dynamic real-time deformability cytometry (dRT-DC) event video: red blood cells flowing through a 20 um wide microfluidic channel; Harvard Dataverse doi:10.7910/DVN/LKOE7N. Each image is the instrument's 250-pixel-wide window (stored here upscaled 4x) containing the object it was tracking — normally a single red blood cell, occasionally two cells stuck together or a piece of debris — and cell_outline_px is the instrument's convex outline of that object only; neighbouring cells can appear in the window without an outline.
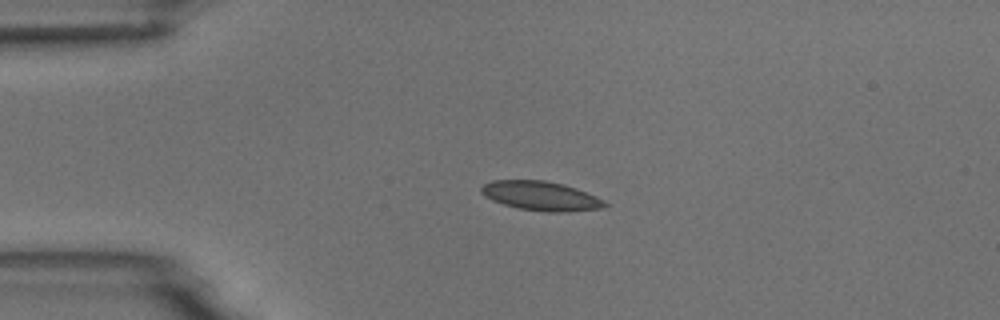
{"species": "common noctule bat (a hibernating species)", "species_latin": "Nyctalus noctula", "temperature_condition": "room temperature", "stored_images_in_passage": 3, "camera_frame_rate_fps": 3000, "um_per_image_px": 0.085, "animal": {"sex": "male", "body_mass_g": 18.8}, "frame": {"image": 1, "passage_image": 3, "time_ms": 2.333, "image_size_px": [1000, 320], "cell_outline_px": [[608, 204], [600, 208], [568, 212], [544, 212], [516, 208], [492, 200], [484, 196], [480, 192], [480, 188], [484, 184], [492, 180], [544, 180], [564, 184], [576, 188], [596, 196], [604, 200]], "centroid_in_image_um": [45.95, 16.65], "position_along_channel_um": 39.0, "area_um2": 21.15}}